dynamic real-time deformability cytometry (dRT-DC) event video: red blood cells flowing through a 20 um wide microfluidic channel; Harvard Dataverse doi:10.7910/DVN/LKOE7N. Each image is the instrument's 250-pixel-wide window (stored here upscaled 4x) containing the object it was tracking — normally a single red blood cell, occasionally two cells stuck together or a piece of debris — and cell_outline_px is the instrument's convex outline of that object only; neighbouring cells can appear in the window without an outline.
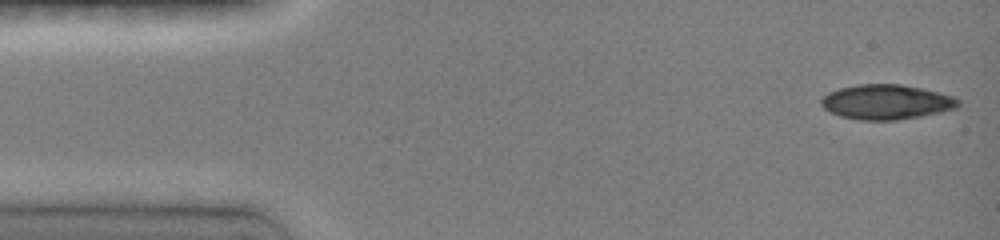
{"species": "common noctule bat (a hibernating species)", "species_latin": "Nyctalus noctula", "temperature_condition": "room temperature", "stored_images_in_passage": 57, "camera_frame_rate_fps": 3000, "um_per_image_px": 0.085, "animal": {"sex": "female", "body_mass_g": 19.0, "forearm_length_mm": 51.5}, "frame": {"image": 1, "passage_image": 1, "time_ms": 0.0, "image_size_px": [1000, 240], "cell_outline_px": [[960, 104], [956, 108], [940, 112], [920, 116], [896, 120], [864, 120], [840, 116], [828, 112], [820, 104], [820, 100], [828, 92], [840, 88], [860, 84], [900, 84], [924, 88], [940, 92], [952, 96], [960, 100]], "centroid_in_image_um": [75.34, 8.66], "position_along_channel_um": 9.7, "area_um2": 27.86}}
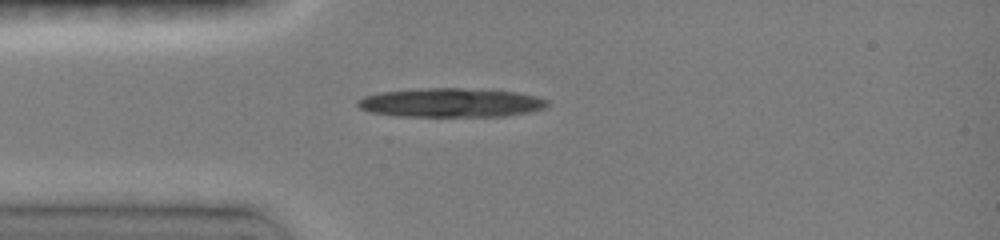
{"frame": {"image": 2, "passage_image": 10, "time_ms": 3.333, "image_size_px": [1000, 240], "cell_outline_px": [[548, 104], [544, 108], [528, 112], [504, 116], [396, 116], [372, 112], [360, 108], [356, 104], [356, 100], [364, 96], [380, 92], [424, 88], [460, 88], [516, 92], [536, 96], [548, 100]], "centroid_in_image_um": [38.3, 8.73], "position_along_channel_um": 46.7, "area_um2": 31.91}}